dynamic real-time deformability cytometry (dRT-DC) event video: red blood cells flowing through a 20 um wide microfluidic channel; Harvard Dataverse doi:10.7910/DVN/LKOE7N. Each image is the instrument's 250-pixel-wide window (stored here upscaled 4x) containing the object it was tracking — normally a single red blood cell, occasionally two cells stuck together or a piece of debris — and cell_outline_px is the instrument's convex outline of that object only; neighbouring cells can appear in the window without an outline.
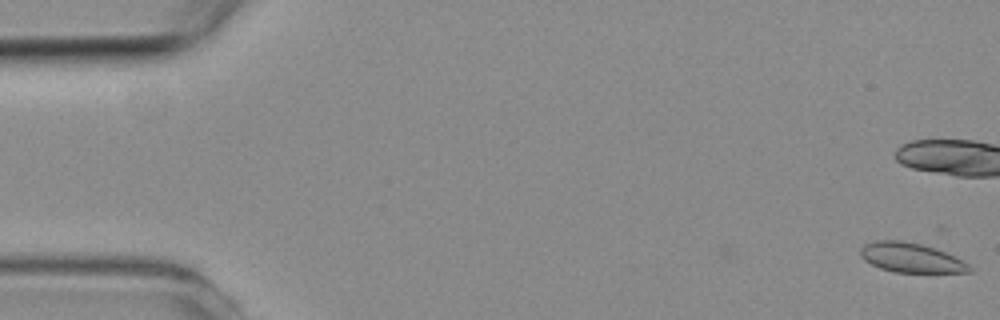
{"species": "common noctule bat (a hibernating species)", "species_latin": "Nyctalus noctula", "temperature_condition": "room temperature", "stored_images_in_passage": 6, "camera_frame_rate_fps": 3000, "um_per_image_px": 0.085, "animal": {"sex": "female", "body_mass_g": 19.3, "forearm_length_mm": 54.1}, "frame": {"image": 1, "passage_image": 1, "time_ms": 0.0, "image_size_px": [1000, 320], "cell_outline_px": [[972, 272], [892, 272], [880, 268], [864, 260], [860, 256], [860, 248], [864, 244], [876, 240], [900, 240], [920, 244], [936, 248], [968, 264], [972, 268]], "centroid_in_image_um": [77.38, 21.9], "position_along_channel_um": 7.6, "area_um2": 18.61}}